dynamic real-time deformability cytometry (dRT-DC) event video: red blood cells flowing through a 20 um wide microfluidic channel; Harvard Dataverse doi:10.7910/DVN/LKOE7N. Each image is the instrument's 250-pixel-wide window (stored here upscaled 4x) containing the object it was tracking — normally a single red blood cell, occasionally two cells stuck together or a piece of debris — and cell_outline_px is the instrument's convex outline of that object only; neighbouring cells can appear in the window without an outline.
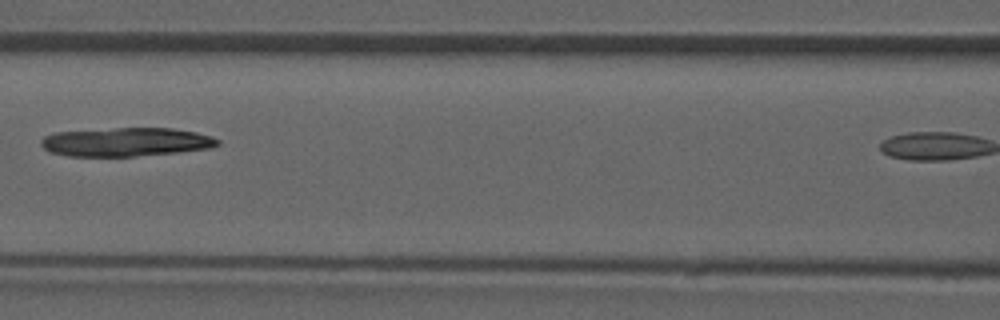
{"species": "common noctule bat (a hibernating species)", "species_latin": "Nyctalus noctula", "temperature_condition": "room temperature", "stored_images_in_passage": 5, "camera_frame_rate_fps": 3000, "um_per_image_px": 0.085, "animal": {"sex": "male", "forearm_length_mm": 52.5}, "frame": {"image": 1, "passage_image": 4, "time_ms": 4.333, "image_size_px": [1000, 320], "cell_outline_px": [[220, 144], [212, 148], [176, 152], [136, 156], [68, 156], [48, 152], [40, 144], [40, 140], [44, 136], [56, 132], [116, 128], [172, 128], [196, 132], [212, 136], [220, 140]], "centroid_in_image_um": [10.71, 12.07], "position_along_channel_um": 155.9, "area_um2": 29.65}}